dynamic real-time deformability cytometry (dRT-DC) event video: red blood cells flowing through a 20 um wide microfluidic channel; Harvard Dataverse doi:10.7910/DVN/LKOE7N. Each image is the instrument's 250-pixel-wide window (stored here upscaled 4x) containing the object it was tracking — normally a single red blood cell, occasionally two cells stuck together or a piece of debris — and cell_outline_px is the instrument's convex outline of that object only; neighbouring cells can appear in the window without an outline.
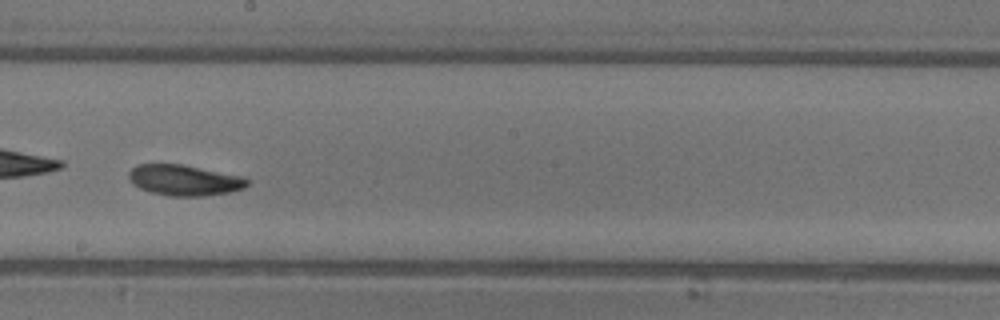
{"species": "common noctule bat (a hibernating species)", "species_latin": "Nyctalus noctula", "temperature_condition": "warm", "stored_images_in_passage": 48, "camera_frame_rate_fps": 3000, "um_per_image_px": 0.085, "animal": {"sex": "female"}, "frame": {"image": 1, "passage_image": 28, "time_ms": 9.0, "image_size_px": [1000, 320], "cell_outline_px": [[248, 184], [244, 188], [232, 192], [204, 196], [168, 196], [152, 192], [140, 188], [132, 184], [128, 176], [128, 172], [136, 164], [180, 164], [244, 176], [248, 180]], "centroid_in_image_um": [15.67, 15.32], "position_along_channel_um": 232.5, "area_um2": 21.33}}
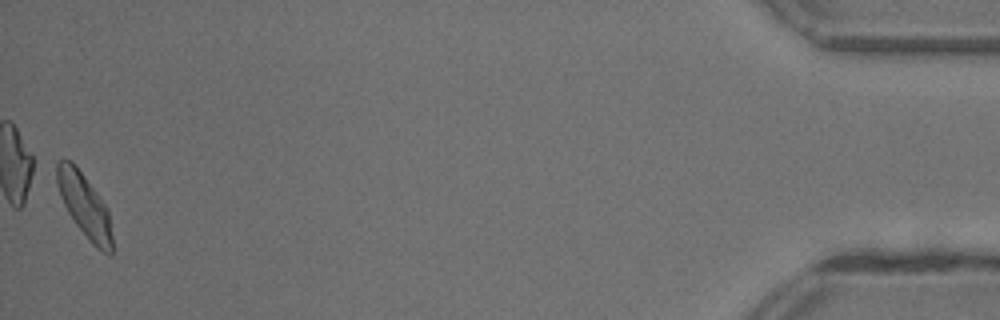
{"frame": {"image": 2, "passage_image": 48, "time_ms": 15.667, "image_size_px": [1000, 320], "cell_outline_px": [[112, 256], [108, 256], [96, 248], [92, 244], [76, 224], [68, 212], [60, 196], [56, 184], [56, 164], [60, 160], [72, 160], [76, 164], [108, 208], [112, 236]], "centroid_in_image_um": [7.19, 17.47], "position_along_channel_um": 428.0, "area_um2": 20.63}, "authors_computed_cell_mechanics": {"area_um2": 20.5768, "velocity_mm_per_s": 4.351, "shape_relaxation_time_tau1_ms": 2.8513, "shape_relaxation_time_tau2_ms": null, "deformation_change_tau1": 0.1175, "deformation_change_tau2": null}}